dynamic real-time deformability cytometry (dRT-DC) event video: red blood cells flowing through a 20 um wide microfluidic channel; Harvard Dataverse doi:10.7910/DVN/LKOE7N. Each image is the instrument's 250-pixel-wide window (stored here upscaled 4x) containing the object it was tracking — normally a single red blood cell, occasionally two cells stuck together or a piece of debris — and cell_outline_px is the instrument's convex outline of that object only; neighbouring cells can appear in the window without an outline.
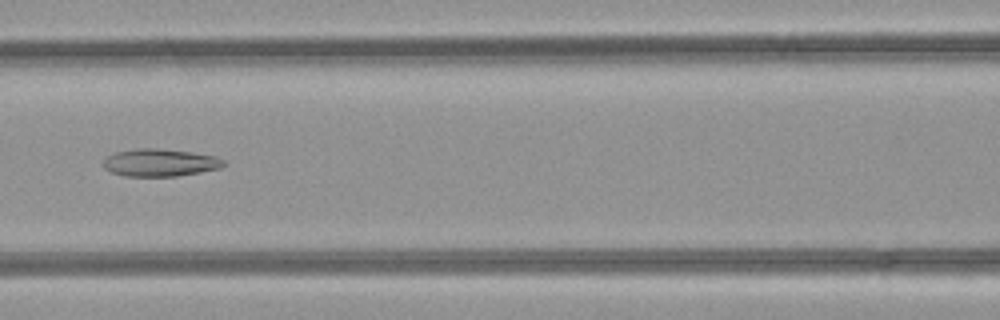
{"species": "common noctule bat (a hibernating species)", "species_latin": "Nyctalus noctula", "temperature_condition": "room temperature", "stored_images_in_passage": 37, "camera_frame_rate_fps": 3000, "um_per_image_px": 0.085, "animal": {"sex": "female", "body_mass_g": 21.9}, "frame": {"image": 1, "passage_image": 15, "time_ms": 4.667, "image_size_px": [1000, 320], "cell_outline_px": [[228, 164], [220, 168], [200, 172], [176, 176], [124, 176], [112, 172], [104, 168], [104, 160], [108, 156], [116, 152], [136, 148], [156, 148], [192, 152], [216, 156], [224, 160]], "centroid_in_image_um": [13.63, 13.82], "position_along_channel_um": 153.0, "area_um2": 19.31}}
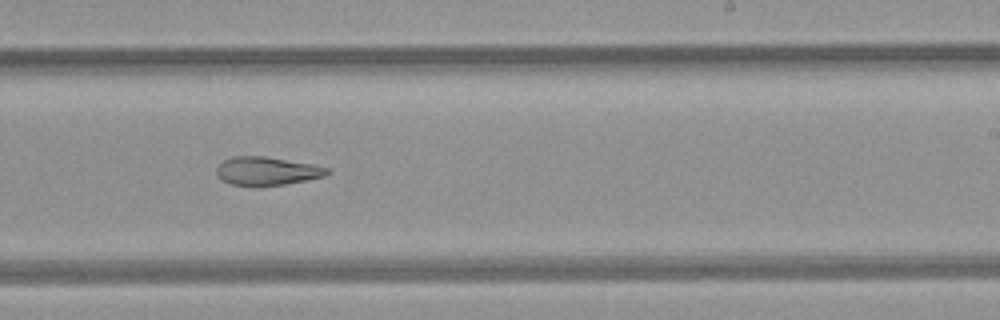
{"frame": {"image": 2, "passage_image": 23, "time_ms": 7.333, "image_size_px": [1000, 320], "cell_outline_px": [[332, 172], [324, 176], [308, 180], [284, 184], [256, 188], [252, 188], [232, 184], [224, 180], [216, 172], [216, 168], [224, 160], [232, 156], [264, 156], [312, 164], [328, 168]], "centroid_in_image_um": [22.7, 14.56], "position_along_channel_um": 266.3, "area_um2": 18.55}}
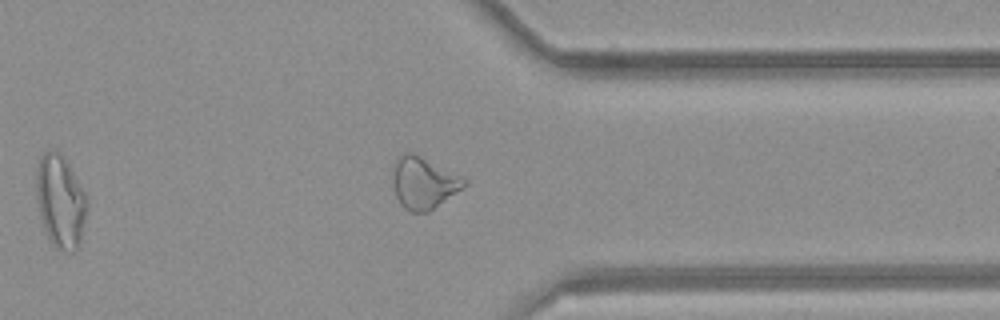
{"frame": {"image": 3, "passage_image": 31, "time_ms": 10.0, "image_size_px": [1000, 320], "cell_outline_px": [[468, 184], [428, 212], [412, 212], [404, 208], [400, 204], [396, 196], [392, 184], [392, 164], [404, 152], [412, 152], [464, 176], [468, 180]], "centroid_in_image_um": [36.0, 15.52], "position_along_channel_um": 375.4, "area_um2": 21.85}, "authors_computed_cell_mechanics": {"area_um2": 20.23, "velocity_mm_per_s": 4.2637, "shape_relaxation_time_tau1_ms": null, "shape_relaxation_time_tau2_ms": 3.8184, "deformation_change_tau1": null, "deformation_change_tau2": 0.1373}}